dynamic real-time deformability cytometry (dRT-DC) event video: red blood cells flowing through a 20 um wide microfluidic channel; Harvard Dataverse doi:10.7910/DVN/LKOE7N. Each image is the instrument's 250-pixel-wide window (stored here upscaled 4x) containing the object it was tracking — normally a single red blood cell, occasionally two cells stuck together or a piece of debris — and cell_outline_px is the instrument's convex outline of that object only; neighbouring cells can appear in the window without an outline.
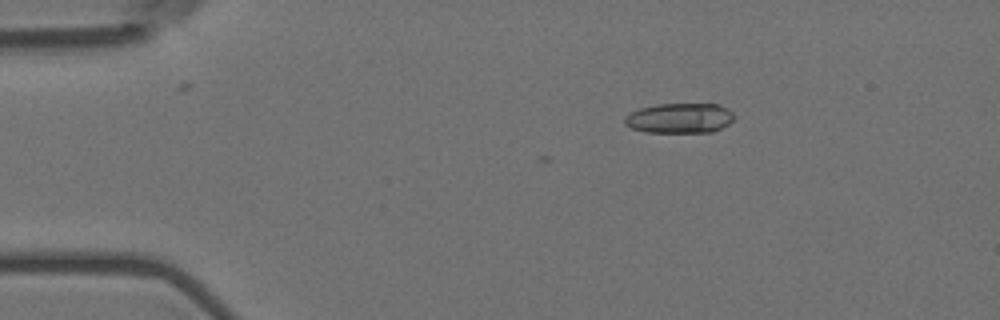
{"species": "Egyptian fruit bat (a non-hibernating species)", "species_latin": "Rousettus aegyptiacus", "temperature_condition": "room temperature", "stored_images_in_passage": 3, "camera_frame_rate_fps": 3000, "um_per_image_px": 0.085, "animal": {"sex": "female"}, "frame": {"image": 1, "passage_image": 3, "time_ms": 0.667, "image_size_px": [1000, 320], "cell_outline_px": [[736, 116], [728, 124], [712, 132], [644, 132], [632, 128], [624, 124], [624, 116], [640, 108], [660, 104], [720, 104], [728, 108]], "centroid_in_image_um": [57.78, 10.04], "position_along_channel_um": 27.2, "area_um2": 19.19}}